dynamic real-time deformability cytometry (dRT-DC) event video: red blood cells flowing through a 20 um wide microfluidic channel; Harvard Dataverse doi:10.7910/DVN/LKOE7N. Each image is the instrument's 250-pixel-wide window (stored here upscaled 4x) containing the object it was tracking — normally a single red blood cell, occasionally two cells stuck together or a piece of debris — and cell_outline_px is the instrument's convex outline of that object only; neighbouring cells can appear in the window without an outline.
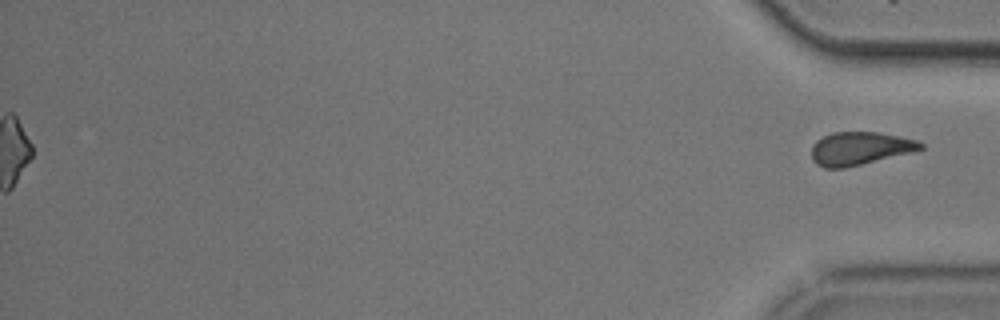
{"species": "common noctule bat (a hibernating species)", "species_latin": "Nyctalus noctula", "temperature_condition": "cold", "stored_images_in_passage": 47, "segment_of_instrument_passage": [2, 2], "camera_frame_rate_fps": 3000, "um_per_image_px": 0.085, "animal": {"sex": "male", "body_mass_g": 20.5, "forearm_length_mm": 52.5}, "frame": {"image": 1, "passage_image": 47, "time_ms": 15.333, "image_size_px": [1000, 320], "cell_outline_px": [[924, 148], [844, 168], [824, 168], [816, 164], [812, 160], [812, 144], [816, 140], [832, 132], [880, 132], [900, 136], [916, 140], [924, 144]], "centroid_in_image_um": [73.03, 12.6], "position_along_channel_um": 362.2, "area_um2": 20.75}}